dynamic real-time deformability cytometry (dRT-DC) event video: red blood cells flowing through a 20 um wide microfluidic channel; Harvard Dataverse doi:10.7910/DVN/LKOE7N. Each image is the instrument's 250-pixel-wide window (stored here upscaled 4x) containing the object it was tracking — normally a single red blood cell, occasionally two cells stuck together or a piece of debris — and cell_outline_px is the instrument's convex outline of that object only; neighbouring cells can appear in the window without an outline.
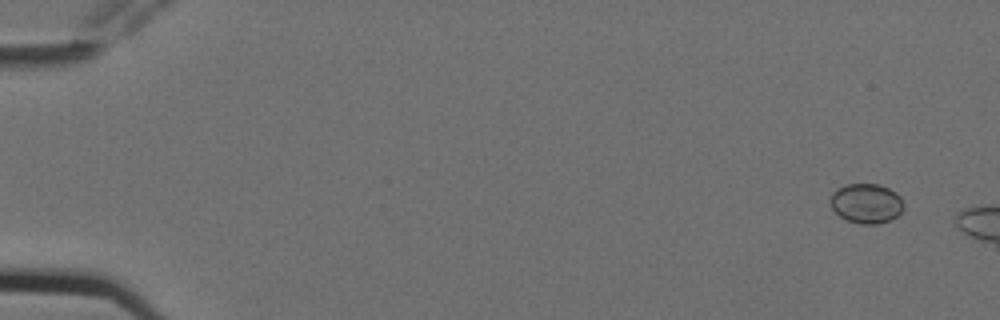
{"species": "Egyptian fruit bat (a non-hibernating species)", "species_latin": "Rousettus aegyptiacus", "temperature_condition": "cold", "stored_images_in_passage": 3, "camera_frame_rate_fps": 3000, "um_per_image_px": 0.085, "animal": {"sex": "female"}, "frame": {"image": 1, "passage_image": 1, "time_ms": 0.0, "image_size_px": [1000, 320], "cell_outline_px": [[904, 208], [896, 216], [888, 220], [876, 224], [860, 224], [848, 220], [840, 216], [832, 208], [832, 192], [836, 188], [848, 184], [880, 184], [896, 192], [900, 196], [904, 204]], "centroid_in_image_um": [73.66, 17.27], "position_along_channel_um": 11.3, "area_um2": 16.82}}